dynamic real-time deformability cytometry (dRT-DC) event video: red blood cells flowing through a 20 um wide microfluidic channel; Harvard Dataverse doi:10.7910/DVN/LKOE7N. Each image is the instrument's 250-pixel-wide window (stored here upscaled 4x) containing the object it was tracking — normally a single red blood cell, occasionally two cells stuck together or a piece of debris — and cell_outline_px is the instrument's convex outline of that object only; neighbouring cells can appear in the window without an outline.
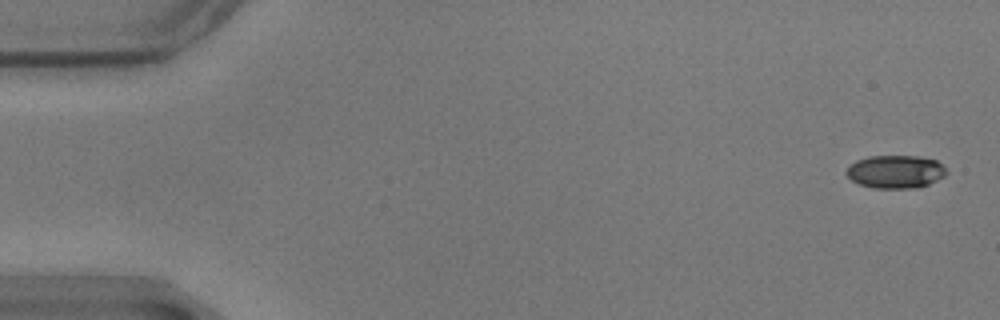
{"species": "common noctule bat (a hibernating species)", "species_latin": "Nyctalus noctula", "temperature_condition": "warm", "stored_images_in_passage": 57, "camera_frame_rate_fps": 3000, "um_per_image_px": 0.085, "animal": {"sex": "male", "body_mass_g": 17.9}, "frame": {"image": 1, "passage_image": 1, "time_ms": 0.0, "image_size_px": [1000, 320], "cell_outline_px": [[948, 172], [944, 176], [928, 184], [916, 188], [876, 188], [860, 184], [852, 180], [844, 172], [848, 164], [856, 160], [868, 156], [920, 156], [936, 160]], "centroid_in_image_um": [76.08, 14.58], "position_along_channel_um": 8.9, "area_um2": 19.31}}
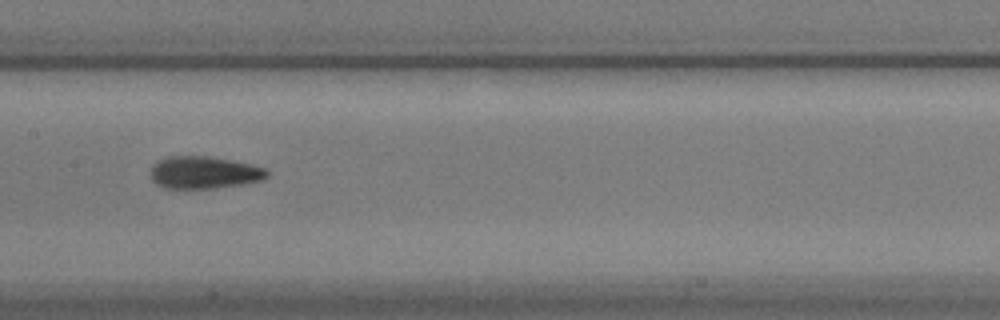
{"frame": {"image": 2, "passage_image": 28, "time_ms": 9.0, "image_size_px": [1000, 320], "cell_outline_px": [[268, 176], [264, 180], [244, 184], [212, 188], [164, 188], [156, 184], [152, 180], [152, 164], [168, 156], [208, 156], [232, 160], [252, 164], [264, 168], [268, 172]], "centroid_in_image_um": [17.37, 14.66], "position_along_channel_um": 190.0, "area_um2": 21.96}}
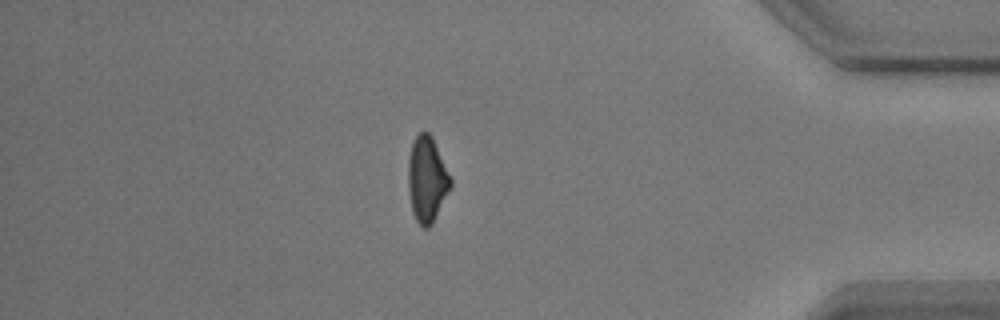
{"frame": {"image": 3, "passage_image": 49, "time_ms": 16.0, "image_size_px": [1000, 320], "cell_outline_px": [[452, 184], [432, 224], [428, 228], [424, 228], [416, 220], [412, 212], [408, 192], [408, 160], [412, 144], [416, 136], [420, 132], [428, 132], [432, 136], [452, 180]], "centroid_in_image_um": [36.28, 15.25], "position_along_channel_um": 398.9, "area_um2": 20.98}, "authors_computed_cell_mechanics": {"area_um2": 21.0392, "velocity_mm_per_s": 3.495, "shape_relaxation_time_tau1_ms": 5.0026, "shape_relaxation_time_tau2_ms": 2.5181, "deformation_change_tau1": 0.1636, "deformation_change_tau2": 0.0956}}